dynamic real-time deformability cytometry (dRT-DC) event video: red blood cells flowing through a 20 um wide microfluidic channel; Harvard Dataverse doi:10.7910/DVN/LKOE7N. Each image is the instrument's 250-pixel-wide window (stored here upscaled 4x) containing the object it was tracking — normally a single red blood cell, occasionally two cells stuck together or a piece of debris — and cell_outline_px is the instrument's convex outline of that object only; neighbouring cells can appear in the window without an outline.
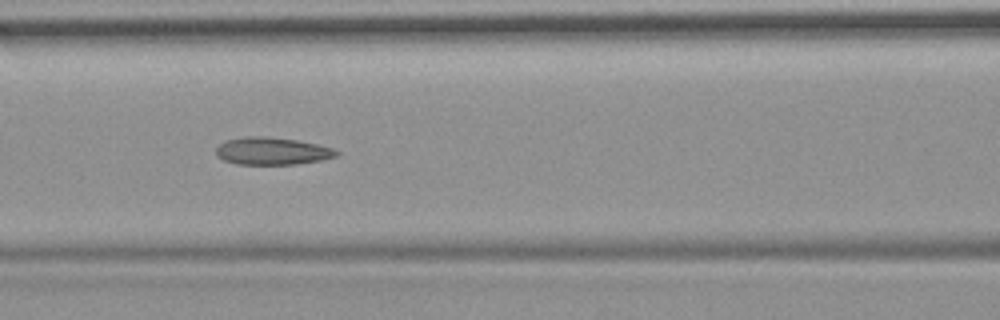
{"species": "common noctule bat (a hibernating species)", "species_latin": "Nyctalus noctula", "temperature_condition": "room temperature", "stored_images_in_passage": 38, "camera_frame_rate_fps": 3000, "um_per_image_px": 0.085, "animal": {"sex": "female", "body_mass_g": 19.9}, "frame": {"image": 1, "passage_image": 12, "time_ms": 3.667, "image_size_px": [1000, 320], "cell_outline_px": [[340, 152], [336, 156], [320, 160], [296, 164], [236, 164], [224, 160], [216, 156], [216, 148], [224, 140], [244, 136], [268, 136], [296, 140], [316, 144], [332, 148]], "centroid_in_image_um": [23.08, 12.83], "position_along_channel_um": 143.5, "area_um2": 19.25}, "authors_computed_cell_mechanics": {"area_um2": 19.2474, "velocity_mm_per_s": 3.7013, "shape_relaxation_time_tau1_ms": null, "shape_relaxation_time_tau2_ms": 3.398, "deformation_change_tau1": null, "deformation_change_tau2": 0.1005}}